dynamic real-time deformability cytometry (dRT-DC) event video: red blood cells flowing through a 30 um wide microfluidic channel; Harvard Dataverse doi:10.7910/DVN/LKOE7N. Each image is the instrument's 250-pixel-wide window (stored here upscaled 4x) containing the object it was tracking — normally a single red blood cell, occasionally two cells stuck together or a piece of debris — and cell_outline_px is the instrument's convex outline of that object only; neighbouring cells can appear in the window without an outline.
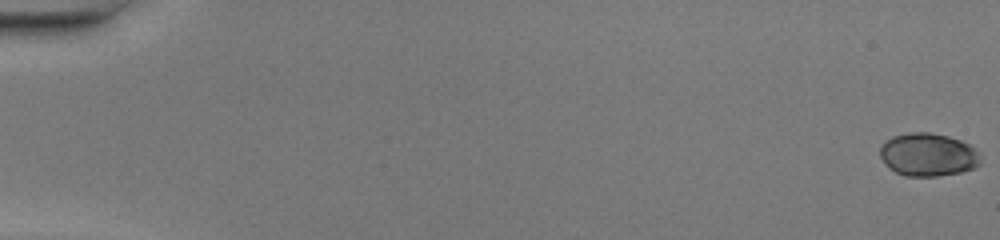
{"species": "common noctule bat (a hibernating species)", "species_latin": "Nyctalus noctula", "temperature_condition": "warm", "stored_images_in_passage": 18, "camera_frame_rate_fps": 3000, "um_per_image_px": 0.085, "animal": {"sex": "female", "body_mass_g": 20.0, "forearm_length_mm": 54.0}, "frame": {"image": 1, "passage_image": 1, "time_ms": 0.0, "image_size_px": [1000, 240], "cell_outline_px": [[980, 164], [976, 168], [960, 172], [936, 176], [904, 176], [888, 168], [884, 164], [880, 156], [880, 148], [892, 136], [908, 132], [932, 132], [948, 136], [972, 144], [980, 160]], "centroid_in_image_um": [78.88, 13.14], "position_along_channel_um": 6.1, "area_um2": 25.37}}
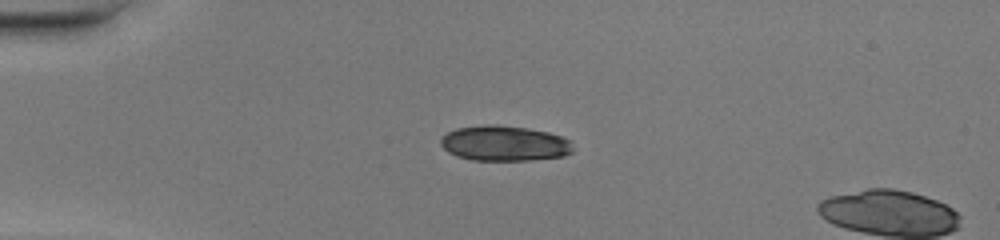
{"frame": {"image": 2, "passage_image": 14, "time_ms": 4.333, "image_size_px": [1000, 240], "cell_outline_px": [[572, 152], [564, 156], [528, 160], [472, 160], [456, 156], [448, 152], [440, 144], [440, 136], [456, 128], [484, 124], [500, 124], [528, 128], [548, 132], [564, 136], [568, 140], [572, 148]], "centroid_in_image_um": [42.84, 12.17], "position_along_channel_um": 42.2, "area_um2": 27.46}}